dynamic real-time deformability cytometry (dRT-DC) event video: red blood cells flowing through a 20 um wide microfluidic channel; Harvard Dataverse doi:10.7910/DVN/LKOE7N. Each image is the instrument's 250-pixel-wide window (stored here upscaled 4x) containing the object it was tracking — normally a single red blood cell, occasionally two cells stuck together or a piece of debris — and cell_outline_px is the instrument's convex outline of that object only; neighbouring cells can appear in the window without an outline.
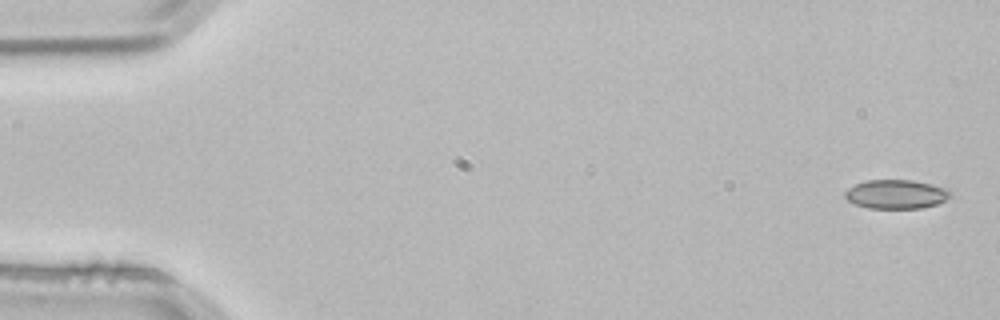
{"species": "common noctule bat (a hibernating species)", "species_latin": "Nyctalus noctula", "temperature_condition": "room temperature", "stored_images_in_passage": 7, "camera_frame_rate_fps": 3000, "um_per_image_px": 0.085, "animal": {"sex": "male", "body_mass_g": 21.5, "forearm_length_mm": 52.0}, "frame": {"image": 1, "passage_image": 1, "time_ms": 0.0, "image_size_px": [1000, 320], "cell_outline_px": [[952, 196], [936, 204], [924, 208], [868, 208], [856, 204], [848, 200], [844, 196], [844, 192], [848, 188], [856, 184], [868, 180], [912, 180], [932, 184], [948, 188], [952, 192]], "centroid_in_image_um": [76.2, 16.5], "position_along_channel_um": 8.8, "area_um2": 17.86}}
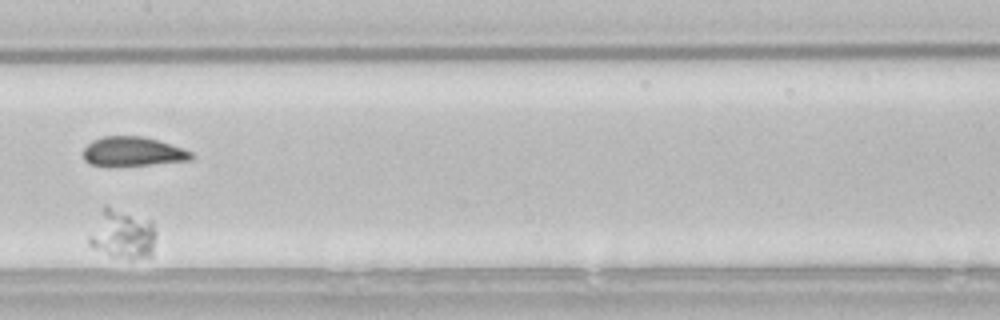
{"frame": {"image": 2, "passage_image": 7, "time_ms": 2.0, "image_size_px": [1000, 320], "cell_outline_px": [[156, 236], [152, 256], [132, 260], [128, 260], [108, 256], [92, 248], [88, 244], [88, 236], [104, 204], [108, 204], [152, 220], [156, 232]], "centroid_in_image_um": [10.41, 19.92], "position_along_channel_um": 197.0, "area_um2": 20.17}}